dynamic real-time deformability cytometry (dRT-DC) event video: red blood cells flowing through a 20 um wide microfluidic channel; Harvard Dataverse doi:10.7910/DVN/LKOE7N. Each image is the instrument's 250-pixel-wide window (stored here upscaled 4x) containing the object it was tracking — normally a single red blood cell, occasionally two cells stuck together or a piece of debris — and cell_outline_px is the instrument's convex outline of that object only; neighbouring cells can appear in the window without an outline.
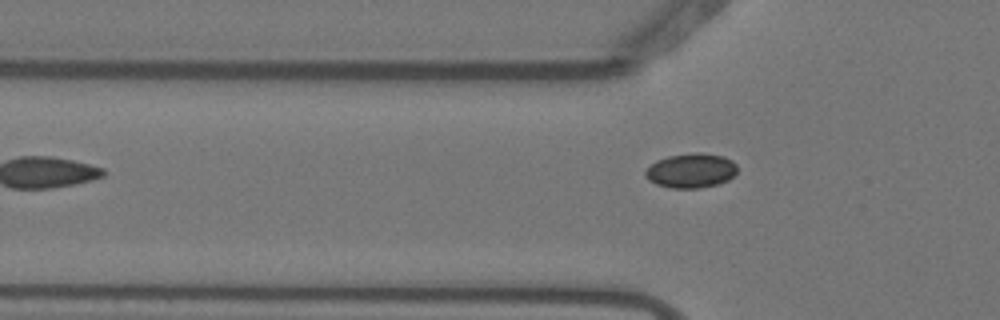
{"species": "Egyptian fruit bat (a non-hibernating species)", "species_latin": "Rousettus aegyptiacus", "temperature_condition": "warm", "stored_images_in_passage": 2, "camera_frame_rate_fps": 3000, "um_per_image_px": 0.085, "animal": {"sex": "female"}, "frame": {"image": 1, "passage_image": 2, "time_ms": 0.333, "image_size_px": [1000, 320], "cell_outline_px": [[736, 172], [728, 180], [720, 184], [700, 188], [672, 188], [656, 184], [648, 180], [644, 176], [644, 172], [656, 160], [668, 156], [692, 152], [700, 152], [724, 156], [732, 160], [736, 164]], "centroid_in_image_um": [58.74, 14.5], "position_along_channel_um": 67.1, "area_um2": 18.67}}